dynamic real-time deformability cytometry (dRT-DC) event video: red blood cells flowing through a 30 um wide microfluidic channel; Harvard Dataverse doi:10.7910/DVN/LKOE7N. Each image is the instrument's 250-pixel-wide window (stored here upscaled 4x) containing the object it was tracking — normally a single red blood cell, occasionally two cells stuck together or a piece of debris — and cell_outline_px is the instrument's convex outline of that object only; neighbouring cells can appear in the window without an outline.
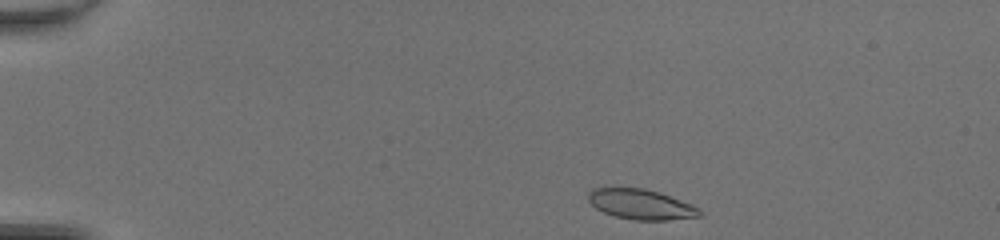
{"species": "common noctule bat (a hibernating species)", "species_latin": "Nyctalus noctula", "temperature_condition": "room temperature", "stored_images_in_passage": 41, "camera_frame_rate_fps": 3000, "um_per_image_px": 0.085, "animal": {"sex": "female", "body_mass_g": 20.0, "forearm_length_mm": 54.0}, "frame": {"image": 1, "passage_image": 1, "time_ms": 0.0, "image_size_px": [1000, 240], "cell_outline_px": [[704, 216], [668, 220], [632, 220], [616, 216], [604, 212], [596, 208], [588, 200], [588, 192], [592, 188], [644, 188], [660, 192], [692, 204], [704, 212]], "centroid_in_image_um": [54.53, 17.37], "position_along_channel_um": 30.5, "area_um2": 19.71}}
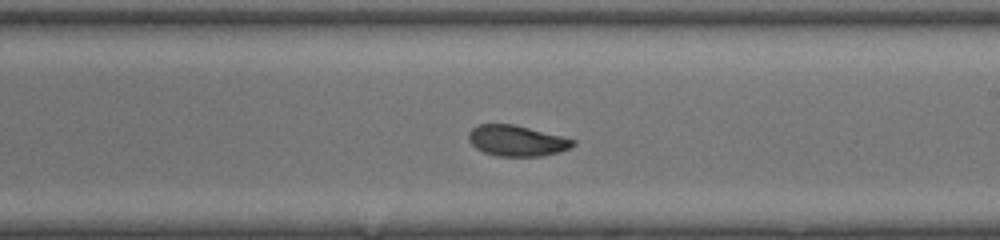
{"frame": {"image": 2, "passage_image": 22, "time_ms": 7.0, "image_size_px": [1000, 240], "cell_outline_px": [[576, 144], [560, 152], [540, 156], [496, 156], [484, 152], [476, 148], [468, 140], [468, 132], [472, 128], [480, 124], [512, 124], [576, 140]], "centroid_in_image_um": [43.9, 11.97], "position_along_channel_um": 245.1, "area_um2": 18.55}}
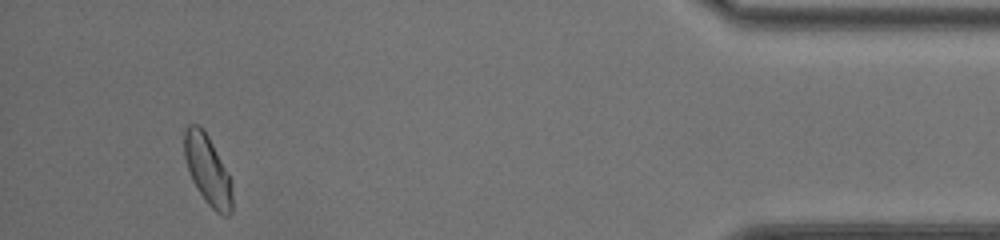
{"frame": {"image": 3, "passage_image": 38, "time_ms": 12.333, "image_size_px": [1000, 240], "cell_outline_px": [[232, 212], [228, 216], [220, 216], [204, 200], [192, 180], [184, 156], [184, 128], [188, 124], [200, 124], [204, 128], [232, 180]], "centroid_in_image_um": [17.66, 14.44], "position_along_channel_um": 417.5, "area_um2": 19.71}, "authors_computed_cell_mechanics": {"area_um2": 19.4208, "velocity_mm_per_s": 4.304, "shape_relaxation_time_tau1_ms": 5.8031, "shape_relaxation_time_tau2_ms": 1.2996, "deformation_change_tau1": 0.1514, "deformation_change_tau2": 0.0527}}